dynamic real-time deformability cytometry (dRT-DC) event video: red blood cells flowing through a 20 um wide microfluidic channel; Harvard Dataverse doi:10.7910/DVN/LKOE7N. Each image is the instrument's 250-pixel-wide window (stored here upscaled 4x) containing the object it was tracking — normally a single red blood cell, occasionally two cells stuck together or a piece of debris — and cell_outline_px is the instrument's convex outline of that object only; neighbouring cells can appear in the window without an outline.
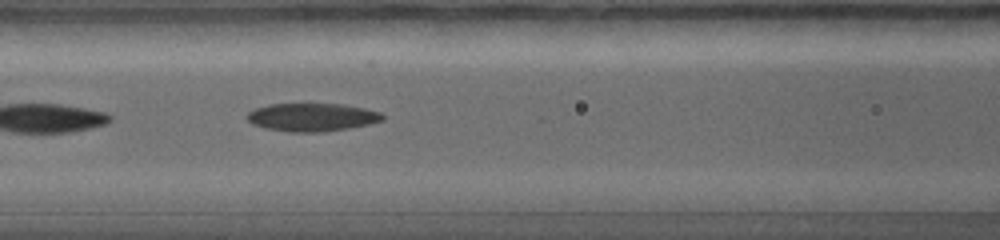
{"species": "common noctule bat (a hibernating species)", "species_latin": "Nyctalus noctula", "temperature_condition": "warm", "stored_images_in_passage": 7, "camera_frame_rate_fps": 5000, "um_per_image_px": 0.085, "animal": {"sex": "female", "body_mass_g": 19.0, "forearm_length_mm": 56.7}, "frame": {"image": 1, "passage_image": 4, "time_ms": 1.4, "image_size_px": [1000, 240], "cell_outline_px": [[384, 120], [368, 124], [348, 128], [324, 132], [288, 132], [264, 128], [252, 124], [244, 116], [248, 112], [256, 108], [268, 104], [344, 104], [364, 108], [380, 112], [384, 116]], "centroid_in_image_um": [26.49, 9.96], "position_along_channel_um": 140.1, "area_um2": 22.31}}
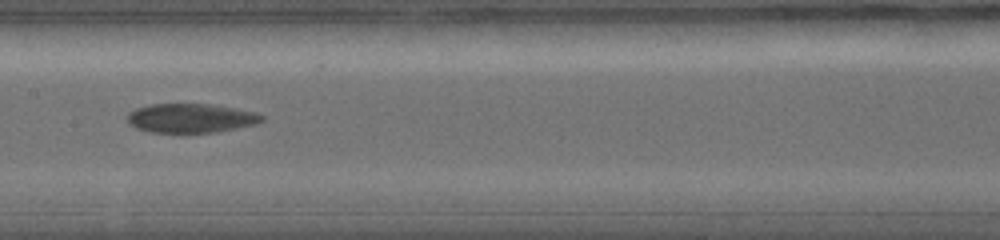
{"frame": {"image": 2, "passage_image": 6, "time_ms": 2.2, "image_size_px": [1000, 240], "cell_outline_px": [[264, 120], [256, 124], [216, 132], [148, 132], [136, 128], [128, 124], [128, 112], [136, 108], [152, 104], [208, 104], [236, 108], [256, 112], [264, 116]], "centroid_in_image_um": [16.22, 10.04], "position_along_channel_um": 191.2, "area_um2": 22.83}}